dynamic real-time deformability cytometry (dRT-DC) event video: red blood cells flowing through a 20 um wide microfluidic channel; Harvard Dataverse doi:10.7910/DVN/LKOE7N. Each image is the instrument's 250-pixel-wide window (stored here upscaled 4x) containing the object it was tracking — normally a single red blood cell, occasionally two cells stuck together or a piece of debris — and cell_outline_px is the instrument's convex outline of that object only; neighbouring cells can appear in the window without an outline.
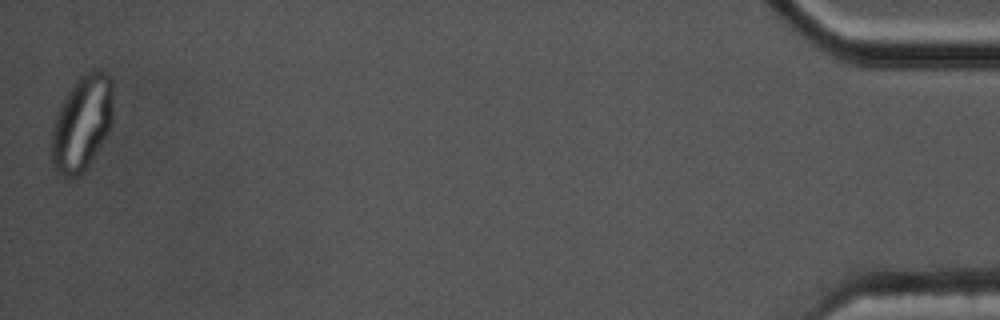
{"species": "common noctule bat (a hibernating species)", "species_latin": "Nyctalus noctula", "temperature_condition": "cold", "stored_images_in_passage": 58, "segment_of_instrument_passage": [2, 2], "camera_frame_rate_fps": 3000, "um_per_image_px": 0.085, "animal": {"sex": "male", "body_mass_g": 17.5, "forearm_length_mm": 52.3}, "frame": {"image": 1, "passage_image": 58, "time_ms": 19.0, "image_size_px": [1000, 320], "cell_outline_px": [[112, 120], [108, 132], [88, 168], [76, 176], [64, 176], [56, 172], [52, 164], [52, 132], [56, 116], [68, 92], [76, 80], [84, 72], [92, 68], [96, 68], [108, 72], [112, 80]], "centroid_in_image_um": [7.0, 10.43], "position_along_channel_um": 428.2, "area_um2": 34.16}}